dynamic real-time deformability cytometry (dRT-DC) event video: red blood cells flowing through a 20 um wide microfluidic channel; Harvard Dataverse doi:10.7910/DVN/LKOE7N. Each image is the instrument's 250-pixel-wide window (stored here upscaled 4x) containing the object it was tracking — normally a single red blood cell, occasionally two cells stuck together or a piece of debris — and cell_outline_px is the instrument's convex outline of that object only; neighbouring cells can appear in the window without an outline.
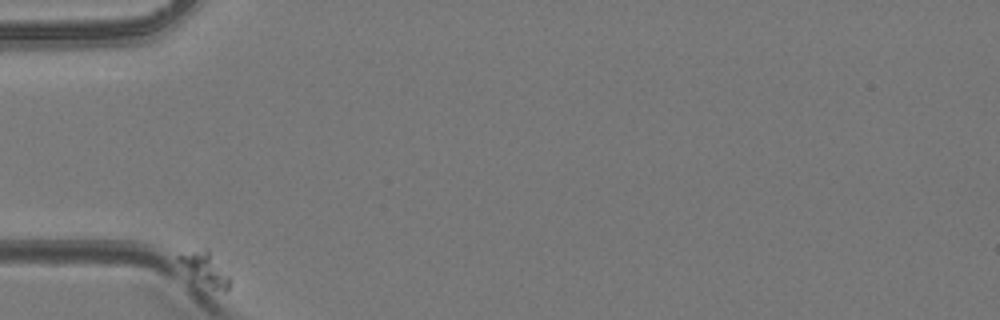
{"species": "common noctule bat (a hibernating species)", "species_latin": "Nyctalus noctula", "temperature_condition": "room temperature", "stored_images_in_passage": 2, "camera_frame_rate_fps": 3000, "um_per_image_px": 0.085, "animal": {"sex": "female", "body_mass_g": 24.6, "forearm_length_mm": 56.2}, "frame": {"image": 1, "passage_image": 1, "time_ms": 0.0, "image_size_px": [1000, 320], "cell_outline_px": [[232, 280], [228, 288], [224, 292], [212, 288], [192, 280], [176, 260], [176, 256], [204, 244], [208, 248]], "centroid_in_image_um": [17.38, 22.8], "position_along_channel_um": 67.6, "area_um2": 10.52}}